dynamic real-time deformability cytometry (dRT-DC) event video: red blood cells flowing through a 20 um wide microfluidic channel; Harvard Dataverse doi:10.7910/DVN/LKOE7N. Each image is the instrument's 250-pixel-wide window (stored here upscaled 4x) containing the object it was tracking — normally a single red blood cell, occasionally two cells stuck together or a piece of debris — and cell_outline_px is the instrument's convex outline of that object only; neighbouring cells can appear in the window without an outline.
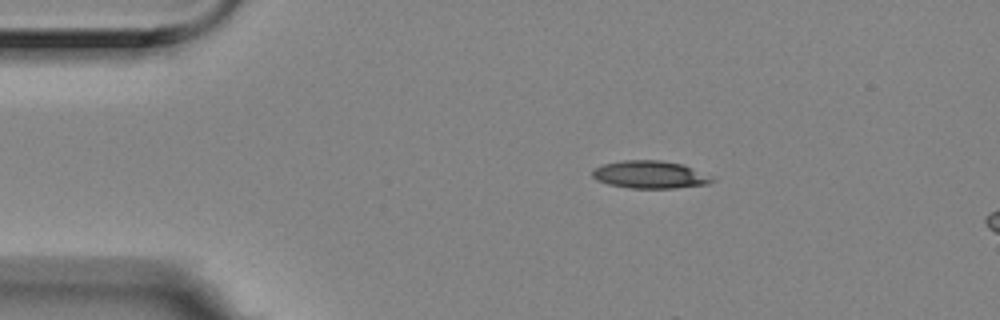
{"species": "Egyptian fruit bat (a non-hibernating species)", "species_latin": "Rousettus aegyptiacus", "temperature_condition": "room temperature", "stored_images_in_passage": 4, "camera_frame_rate_fps": 3000, "um_per_image_px": 0.085, "animal": {"sex": "female"}, "frame": {"image": 1, "passage_image": 1, "time_ms": 0.0, "image_size_px": [1000, 320], "cell_outline_px": [[716, 180], [708, 184], [676, 188], [632, 188], [608, 184], [596, 180], [592, 176], [592, 168], [604, 164], [624, 160], [660, 160], [684, 164], [716, 176]], "centroid_in_image_um": [55.32, 14.84], "position_along_channel_um": 29.7, "area_um2": 19.65}}